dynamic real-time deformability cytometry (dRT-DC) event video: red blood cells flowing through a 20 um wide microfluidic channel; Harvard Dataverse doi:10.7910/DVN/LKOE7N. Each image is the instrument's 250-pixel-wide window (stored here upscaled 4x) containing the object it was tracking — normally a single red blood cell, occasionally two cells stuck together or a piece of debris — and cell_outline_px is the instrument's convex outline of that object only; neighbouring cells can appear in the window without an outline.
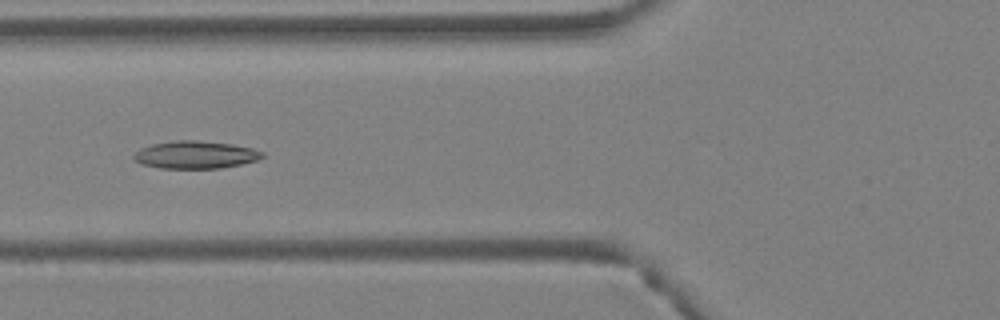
{"species": "Egyptian fruit bat (a non-hibernating species)", "species_latin": "Rousettus aegyptiacus", "temperature_condition": "warm", "stored_images_in_passage": 4, "camera_frame_rate_fps": 3000, "um_per_image_px": 0.085, "animal": {"sex": "female"}, "frame": {"image": 1, "passage_image": 4, "time_ms": 1.0, "image_size_px": [1000, 320], "cell_outline_px": [[264, 156], [256, 160], [240, 164], [220, 168], [160, 168], [144, 164], [136, 160], [132, 156], [140, 148], [152, 144], [176, 140], [196, 140], [232, 144], [252, 148], [264, 152]], "centroid_in_image_um": [16.62, 13.15], "position_along_channel_um": 109.2, "area_um2": 20.46}}